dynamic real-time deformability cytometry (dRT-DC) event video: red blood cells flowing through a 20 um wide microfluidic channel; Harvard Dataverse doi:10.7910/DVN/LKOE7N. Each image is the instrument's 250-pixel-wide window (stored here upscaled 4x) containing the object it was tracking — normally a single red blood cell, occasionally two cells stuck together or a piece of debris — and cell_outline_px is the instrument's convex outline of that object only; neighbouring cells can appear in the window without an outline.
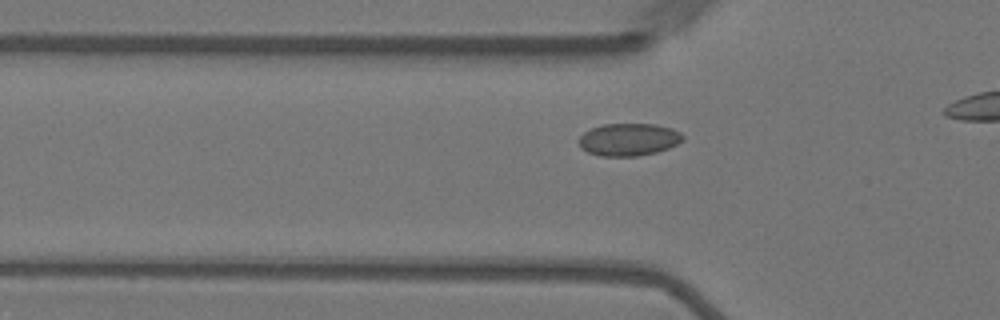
{"species": "Egyptian fruit bat (a non-hibernating species)", "species_latin": "Rousettus aegyptiacus", "temperature_condition": "warm", "stored_images_in_passage": 22, "camera_frame_rate_fps": 3000, "um_per_image_px": 0.085, "animal": {"sex": "female"}, "frame": {"image": 1, "passage_image": 12, "time_ms": 3.667, "image_size_px": [1000, 320], "cell_outline_px": [[684, 140], [668, 148], [656, 152], [636, 156], [600, 156], [588, 152], [580, 148], [580, 136], [584, 132], [592, 128], [604, 124], [656, 124], [672, 128], [680, 132], [684, 136]], "centroid_in_image_um": [53.46, 11.86], "position_along_channel_um": 72.3, "area_um2": 19.65}}
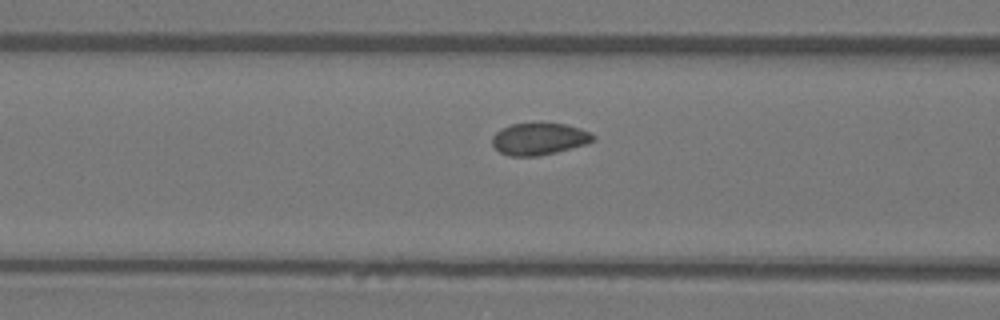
{"frame": {"image": 2, "passage_image": 16, "time_ms": 5.0, "image_size_px": [1000, 320], "cell_outline_px": [[596, 140], [588, 144], [556, 152], [536, 156], [508, 156], [500, 152], [492, 144], [492, 136], [496, 132], [512, 124], [564, 124], [580, 128], [596, 136]], "centroid_in_image_um": [45.85, 11.82], "position_along_channel_um": 120.7, "area_um2": 18.61}}
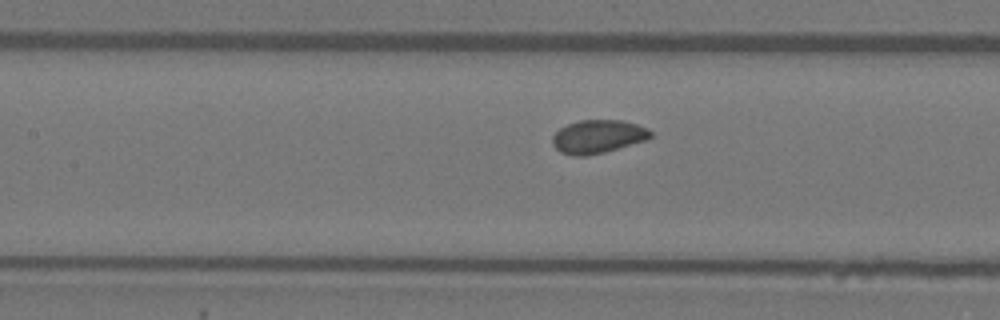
{"frame": {"image": 3, "passage_image": 19, "time_ms": 6.0, "image_size_px": [1000, 320], "cell_outline_px": [[652, 136], [648, 140], [604, 152], [584, 156], [576, 156], [560, 152], [552, 144], [552, 136], [560, 128], [568, 124], [580, 120], [624, 120], [648, 128], [652, 132]], "centroid_in_image_um": [50.84, 11.6], "position_along_channel_um": 156.6, "area_um2": 19.13}}